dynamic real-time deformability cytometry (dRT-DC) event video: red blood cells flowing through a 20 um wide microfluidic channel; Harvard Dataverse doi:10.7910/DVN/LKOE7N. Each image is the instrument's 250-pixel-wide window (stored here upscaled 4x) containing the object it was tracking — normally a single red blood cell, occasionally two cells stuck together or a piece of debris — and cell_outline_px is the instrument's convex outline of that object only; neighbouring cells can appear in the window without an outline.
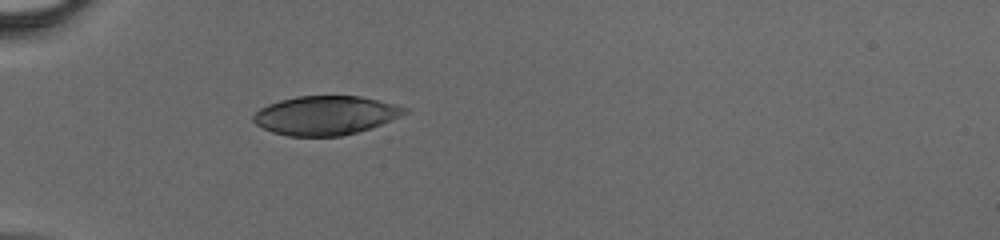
{"species": "human", "species_latin": "Homo sapiens", "temperature_condition": "cold", "stored_images_in_passage": 32, "camera_frame_rate_fps": 3000, "um_per_image_px": 0.085, "donor": {"sex": "male"}, "frame": {"image": 1, "passage_image": 1, "time_ms": 0.0, "image_size_px": [1000, 240], "cell_outline_px": [[408, 112], [400, 116], [372, 128], [340, 136], [288, 136], [272, 132], [256, 124], [252, 120], [252, 116], [260, 108], [268, 104], [280, 100], [296, 96], [360, 96], [396, 104], [408, 108]], "centroid_in_image_um": [27.67, 9.8], "position_along_channel_um": 57.3, "area_um2": 34.33}}
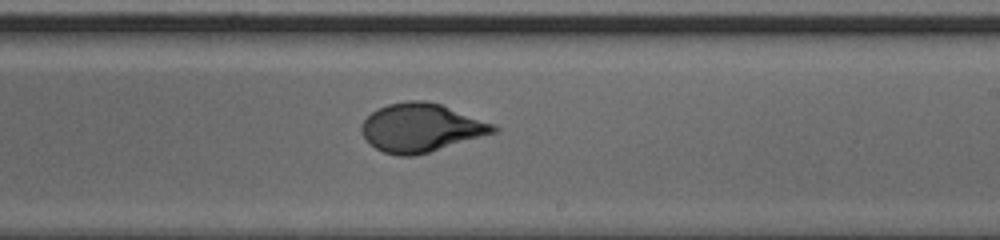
{"frame": {"image": 2, "passage_image": 15, "time_ms": 4.667, "image_size_px": [1000, 240], "cell_outline_px": [[500, 128], [496, 132], [428, 152], [412, 156], [400, 156], [384, 152], [376, 148], [364, 136], [360, 128], [364, 120], [372, 112], [388, 104], [408, 100], [424, 100], [440, 104], [496, 124]], "centroid_in_image_um": [35.81, 10.84], "position_along_channel_um": 253.2, "area_um2": 36.82}}
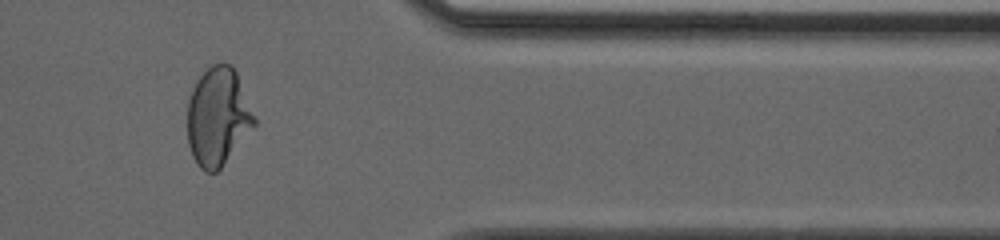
{"frame": {"image": 3, "passage_image": 25, "time_ms": 8.0, "image_size_px": [1000, 240], "cell_outline_px": [[256, 124], [220, 168], [216, 172], [204, 172], [200, 168], [192, 156], [188, 144], [188, 100], [192, 88], [196, 80], [212, 64], [232, 64], [236, 72], [256, 116]], "centroid_in_image_um": [18.52, 9.92], "position_along_channel_um": 392.9, "area_um2": 38.15}}